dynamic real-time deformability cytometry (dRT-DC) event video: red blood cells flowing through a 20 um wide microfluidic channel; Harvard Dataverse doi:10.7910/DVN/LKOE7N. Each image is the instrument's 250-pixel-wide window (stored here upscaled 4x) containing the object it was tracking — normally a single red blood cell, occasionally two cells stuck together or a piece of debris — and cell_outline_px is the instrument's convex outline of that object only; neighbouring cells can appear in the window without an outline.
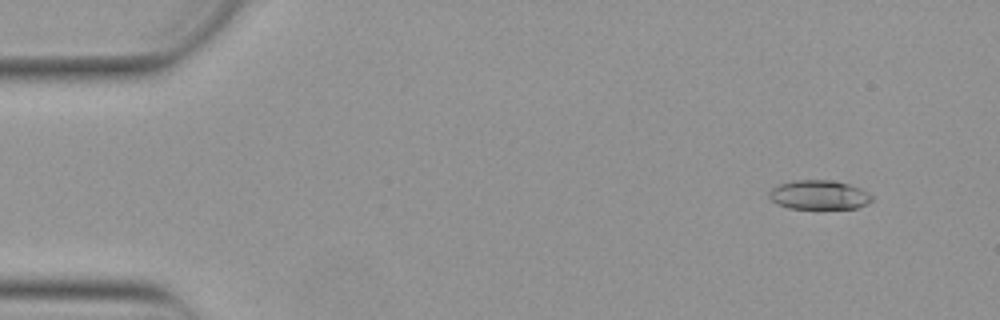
{"species": "Egyptian fruit bat (a non-hibernating species)", "species_latin": "Rousettus aegyptiacus", "temperature_condition": "warm", "stored_images_in_passage": 51, "camera_frame_rate_fps": 3000, "um_per_image_px": 0.085, "animal": {"sex": "female"}, "frame": {"image": 1, "passage_image": 5, "time_ms": 1.333, "image_size_px": [1000, 320], "cell_outline_px": [[872, 200], [868, 204], [856, 208], [788, 208], [776, 204], [768, 196], [768, 192], [772, 188], [780, 184], [792, 180], [832, 180], [848, 184], [860, 188], [868, 192], [872, 196]], "centroid_in_image_um": [69.6, 16.56], "position_along_channel_um": 15.4, "area_um2": 17.51}}
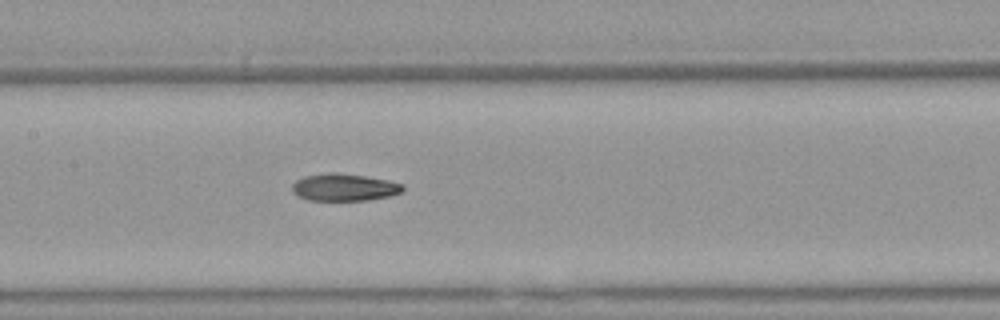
{"frame": {"image": 2, "passage_image": 26, "time_ms": 8.333, "image_size_px": [1000, 320], "cell_outline_px": [[404, 192], [388, 196], [368, 200], [308, 200], [296, 196], [292, 192], [292, 184], [296, 180], [304, 176], [332, 172], [336, 172], [364, 176], [388, 180], [404, 184]], "centroid_in_image_um": [29.25, 15.92], "position_along_channel_um": 178.1, "area_um2": 17.69}}
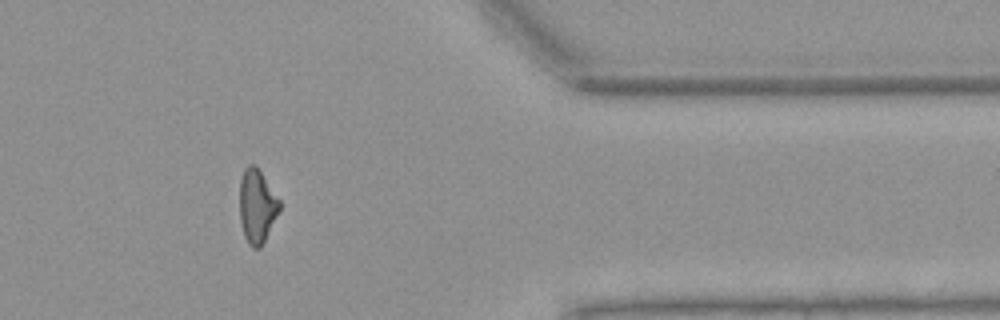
{"frame": {"image": 3, "passage_image": 44, "time_ms": 14.333, "image_size_px": [1000, 320], "cell_outline_px": [[280, 208], [260, 248], [252, 248], [248, 244], [244, 236], [240, 220], [240, 180], [244, 168], [248, 164], [256, 164], [280, 200]], "centroid_in_image_um": [21.82, 17.48], "position_along_channel_um": 389.6, "area_um2": 17.05}, "authors_computed_cell_mechanics": {"area_um2": 17.6868, "velocity_mm_per_s": 3.881, "shape_relaxation_time_tau1_ms": null, "shape_relaxation_time_tau2_ms": 4.1383, "deformation_change_tau1": null, "deformation_change_tau2": 0.122}}